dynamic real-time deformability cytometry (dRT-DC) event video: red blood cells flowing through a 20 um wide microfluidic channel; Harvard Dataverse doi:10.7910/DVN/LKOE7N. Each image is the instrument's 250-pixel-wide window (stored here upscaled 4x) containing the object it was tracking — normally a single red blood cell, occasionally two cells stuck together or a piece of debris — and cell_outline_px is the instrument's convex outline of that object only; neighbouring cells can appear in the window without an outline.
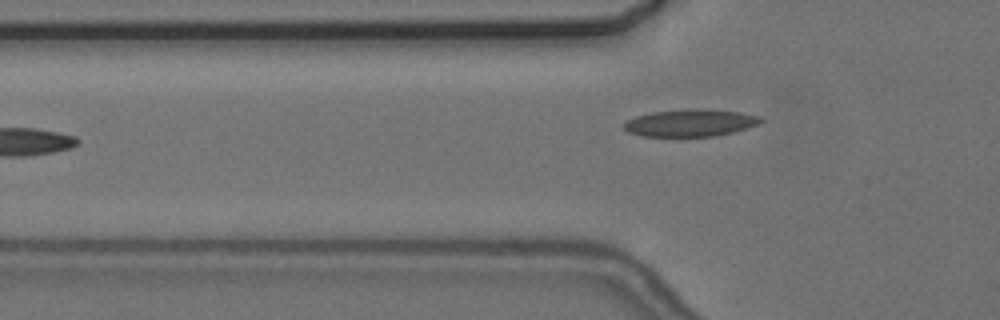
{"species": "common noctule bat (a hibernating species)", "species_latin": "Nyctalus noctula", "temperature_condition": "cold", "stored_images_in_passage": 4, "camera_frame_rate_fps": 3000, "um_per_image_px": 0.085, "animal": {"sex": "female", "body_mass_g": 24.6, "forearm_length_mm": 56.2}, "frame": {"image": 1, "passage_image": 4, "time_ms": 4.333, "image_size_px": [1000, 320], "cell_outline_px": [[764, 120], [760, 124], [748, 128], [716, 136], [640, 136], [628, 132], [624, 128], [624, 124], [628, 120], [636, 116], [652, 112], [688, 108], [704, 108], [740, 112], [760, 116]], "centroid_in_image_um": [58.72, 10.43], "position_along_channel_um": 67.1, "area_um2": 21.91}}